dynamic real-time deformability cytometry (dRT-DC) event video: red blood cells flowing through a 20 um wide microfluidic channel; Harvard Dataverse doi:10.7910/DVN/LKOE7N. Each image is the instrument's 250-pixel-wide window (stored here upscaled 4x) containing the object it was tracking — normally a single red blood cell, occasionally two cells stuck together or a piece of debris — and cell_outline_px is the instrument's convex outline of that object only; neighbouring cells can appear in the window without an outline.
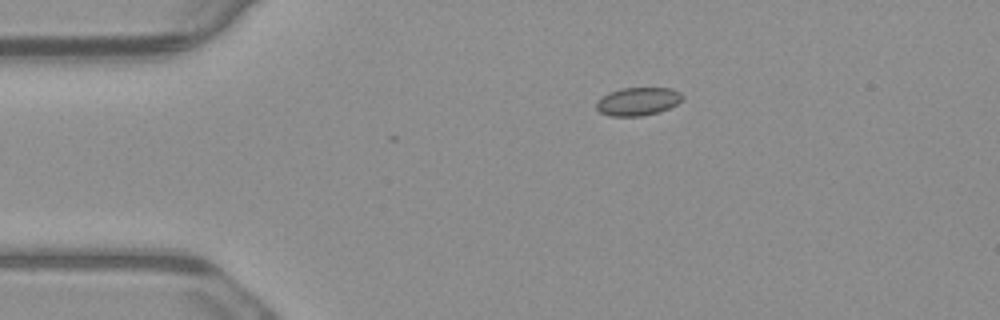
{"species": "common noctule bat (a hibernating species)", "species_latin": "Nyctalus noctula", "temperature_condition": "warm", "stored_images_in_passage": 4, "camera_frame_rate_fps": 3000, "um_per_image_px": 0.085, "animal": {"sex": "male", "body_mass_g": 23.1, "forearm_length_mm": 52.7}, "frame": {"image": 1, "passage_image": 2, "time_ms": 0.333, "image_size_px": [1000, 320], "cell_outline_px": [[684, 96], [676, 104], [660, 112], [640, 116], [612, 116], [600, 112], [596, 108], [596, 100], [608, 92], [620, 88], [672, 88], [680, 92]], "centroid_in_image_um": [54.19, 8.61], "position_along_channel_um": 30.8, "area_um2": 14.16}}
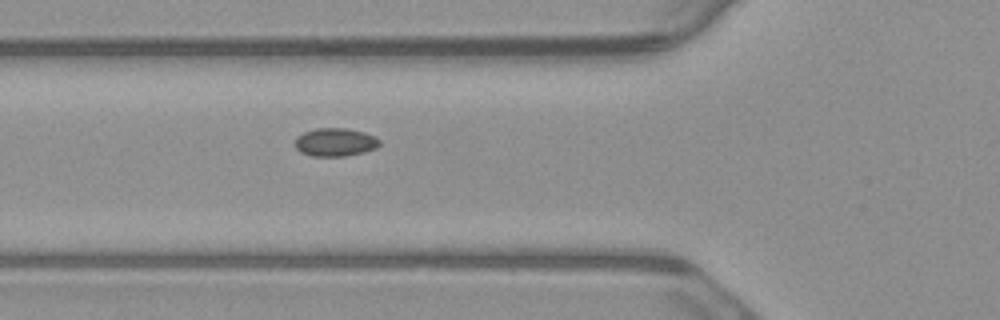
{"frame": {"image": 2, "passage_image": 4, "time_ms": 1.0, "image_size_px": [1000, 320], "cell_outline_px": [[380, 144], [376, 148], [364, 152], [344, 156], [312, 156], [300, 152], [296, 148], [296, 136], [304, 132], [316, 128], [348, 128], [364, 132], [376, 136], [380, 140]], "centroid_in_image_um": [28.51, 12.08], "position_along_channel_um": 97.3, "area_um2": 13.99}}